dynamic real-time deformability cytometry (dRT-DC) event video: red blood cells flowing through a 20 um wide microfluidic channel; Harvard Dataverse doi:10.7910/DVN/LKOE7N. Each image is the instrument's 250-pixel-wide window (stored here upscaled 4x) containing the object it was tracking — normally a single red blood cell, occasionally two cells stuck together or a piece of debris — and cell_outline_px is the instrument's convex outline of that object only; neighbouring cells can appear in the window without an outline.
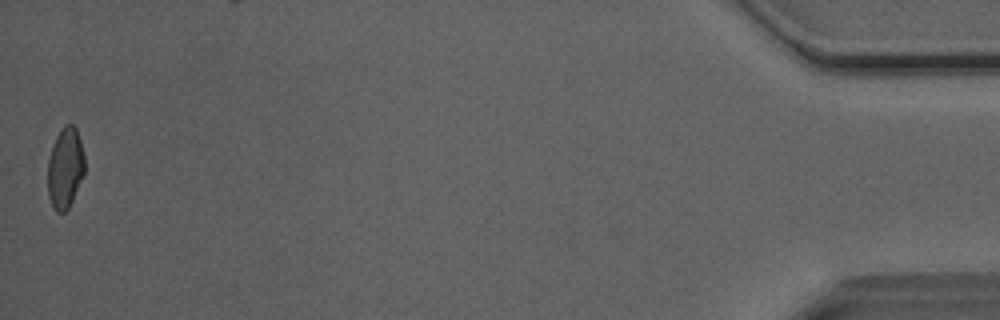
{"species": "Egyptian fruit bat (a non-hibernating species)", "species_latin": "Rousettus aegyptiacus", "temperature_condition": "room temperature", "stored_images_in_passage": 34, "camera_frame_rate_fps": 3000, "um_per_image_px": 0.085, "animal": {"sex": "male"}, "frame": {"image": 1, "passage_image": 34, "time_ms": 11.0, "image_size_px": [1000, 320], "cell_outline_px": [[84, 176], [68, 208], [64, 212], [56, 212], [52, 208], [48, 196], [48, 160], [56, 136], [64, 124], [72, 124], [76, 128], [80, 140], [84, 156]], "centroid_in_image_um": [5.54, 14.29], "position_along_channel_um": 429.7, "area_um2": 17.4}}